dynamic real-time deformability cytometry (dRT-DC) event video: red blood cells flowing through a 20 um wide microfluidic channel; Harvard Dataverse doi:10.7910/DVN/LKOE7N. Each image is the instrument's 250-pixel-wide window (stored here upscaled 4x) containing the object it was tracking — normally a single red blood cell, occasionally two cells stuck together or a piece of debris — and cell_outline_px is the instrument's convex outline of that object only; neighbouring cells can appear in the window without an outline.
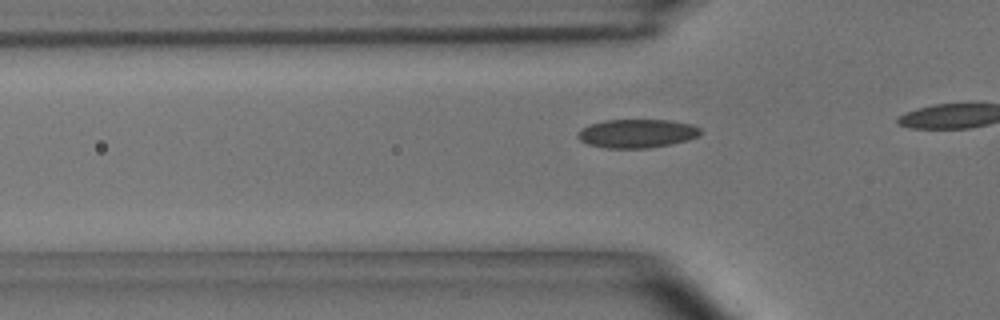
{"species": "common noctule bat (a hibernating species)", "species_latin": "Nyctalus noctula", "temperature_condition": "room temperature", "stored_images_in_passage": 15, "camera_frame_rate_fps": 3000, "um_per_image_px": 0.085, "animal": {"sex": "male", "body_mass_g": 15.6}, "frame": {"image": 1, "passage_image": 9, "time_ms": 2.667, "image_size_px": [1000, 320], "cell_outline_px": [[700, 136], [688, 140], [672, 144], [648, 148], [604, 148], [588, 144], [580, 140], [576, 136], [580, 128], [604, 120], [672, 120], [692, 124], [700, 128]], "centroid_in_image_um": [54.15, 11.34], "position_along_channel_um": 71.7, "area_um2": 20.63}}